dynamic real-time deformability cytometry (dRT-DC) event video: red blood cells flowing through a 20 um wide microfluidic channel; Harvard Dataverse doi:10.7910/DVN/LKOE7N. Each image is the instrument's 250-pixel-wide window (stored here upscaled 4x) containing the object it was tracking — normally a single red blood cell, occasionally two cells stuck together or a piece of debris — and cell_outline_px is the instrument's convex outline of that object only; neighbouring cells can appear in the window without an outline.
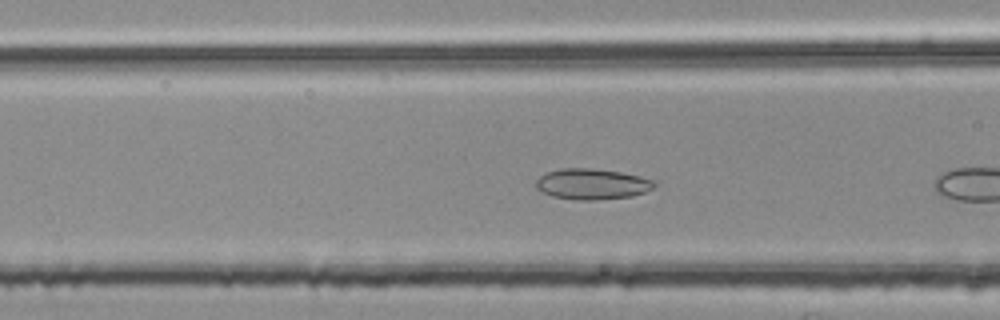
{"species": "common noctule bat (a hibernating species)", "species_latin": "Nyctalus noctula", "temperature_condition": "room temperature", "stored_images_in_passage": 6, "camera_frame_rate_fps": 3000, "um_per_image_px": 0.085, "animal": {"sex": "female", "body_mass_g": 25.1}, "frame": {"image": 1, "passage_image": 5, "time_ms": 1.333, "image_size_px": [1000, 320], "cell_outline_px": [[656, 184], [652, 188], [644, 192], [632, 196], [596, 200], [580, 200], [552, 196], [536, 188], [536, 180], [540, 176], [548, 172], [560, 168], [592, 168], [620, 172], [640, 176], [652, 180]], "centroid_in_image_um": [50.31, 15.64], "position_along_channel_um": 116.3, "area_um2": 21.04}}